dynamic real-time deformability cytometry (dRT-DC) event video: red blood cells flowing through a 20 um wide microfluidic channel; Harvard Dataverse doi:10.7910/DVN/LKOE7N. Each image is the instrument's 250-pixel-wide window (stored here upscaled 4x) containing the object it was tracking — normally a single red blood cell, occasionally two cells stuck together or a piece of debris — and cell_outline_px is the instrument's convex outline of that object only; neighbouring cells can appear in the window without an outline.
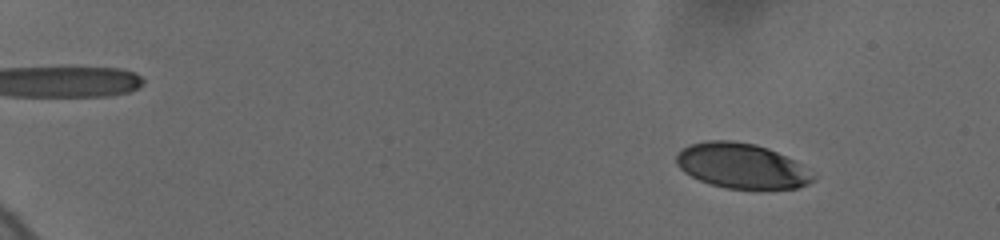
{"species": "human", "species_latin": "Homo sapiens", "temperature_condition": "cold", "stored_images_in_passage": 45, "camera_frame_rate_fps": 3000, "um_per_image_px": 0.085, "donor": {"sex": "female"}, "frame": {"image": 1, "passage_image": 14, "time_ms": 2.667, "image_size_px": [1000, 240], "cell_outline_px": [[816, 176], [808, 184], [796, 188], [728, 188], [712, 184], [700, 180], [684, 172], [676, 164], [676, 152], [680, 148], [688, 144], [708, 140], [736, 140], [756, 144], [768, 148], [800, 164]], "centroid_in_image_um": [62.98, 14.07], "position_along_channel_um": 22.0, "area_um2": 35.72}}
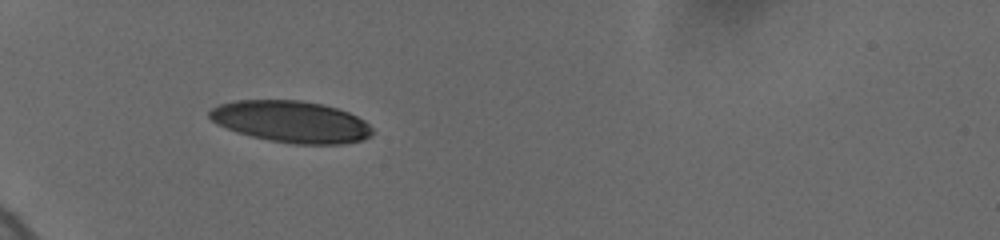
{"frame": {"image": 2, "passage_image": 36, "time_ms": 7.333, "image_size_px": [1000, 240], "cell_outline_px": [[372, 136], [360, 140], [344, 144], [292, 144], [252, 136], [236, 132], [216, 124], [208, 116], [208, 112], [212, 108], [220, 104], [232, 100], [300, 100], [324, 104], [348, 112], [364, 120], [372, 128]], "centroid_in_image_um": [24.73, 10.34], "position_along_channel_um": 60.3, "area_um2": 39.59}}
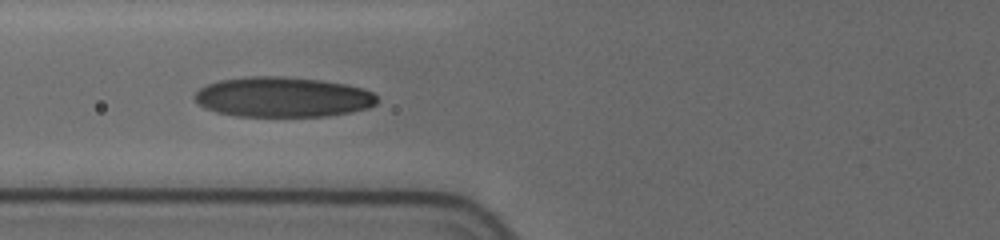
{"frame": {"image": 3, "passage_image": 44, "time_ms": 9.0, "image_size_px": [1000, 240], "cell_outline_px": [[376, 104], [368, 108], [352, 112], [324, 116], [236, 116], [216, 112], [204, 108], [196, 104], [192, 96], [200, 88], [208, 84], [220, 80], [248, 76], [284, 76], [320, 80], [348, 84], [364, 88], [372, 92], [376, 96]], "centroid_in_image_um": [24.01, 8.25], "position_along_channel_um": 101.8, "area_um2": 43.0}}